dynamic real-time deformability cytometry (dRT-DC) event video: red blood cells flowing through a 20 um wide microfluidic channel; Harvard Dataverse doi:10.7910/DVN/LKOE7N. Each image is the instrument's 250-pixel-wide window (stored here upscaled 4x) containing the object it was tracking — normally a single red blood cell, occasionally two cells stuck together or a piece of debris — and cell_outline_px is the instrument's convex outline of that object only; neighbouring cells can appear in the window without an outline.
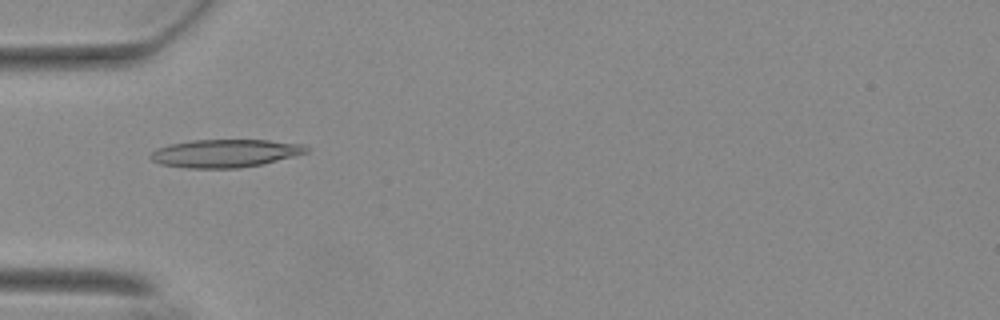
{"species": "Egyptian fruit bat (a non-hibernating species)", "species_latin": "Rousettus aegyptiacus", "temperature_condition": "warm", "stored_images_in_passage": 31, "camera_frame_rate_fps": 3000, "um_per_image_px": 0.085, "animal": {"sex": "female"}, "frame": {"image": 1, "passage_image": 18, "time_ms": 5.667, "image_size_px": [1000, 320], "cell_outline_px": [[312, 148], [308, 152], [264, 164], [240, 168], [188, 168], [160, 164], [152, 160], [148, 156], [156, 148], [168, 144], [192, 140], [268, 140], [304, 144]], "centroid_in_image_um": [19.15, 13.03], "position_along_channel_um": 65.8, "area_um2": 25.66}}
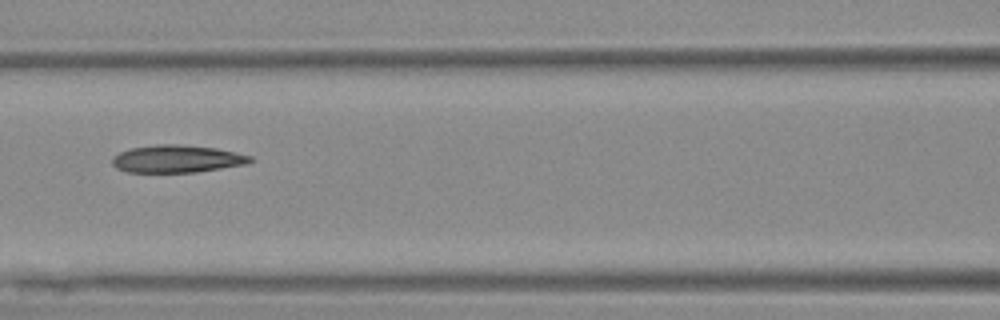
{"frame": {"image": 2, "passage_image": 25, "time_ms": 8.0, "image_size_px": [1000, 320], "cell_outline_px": [[256, 160], [248, 164], [196, 172], [128, 172], [116, 168], [112, 164], [112, 156], [120, 152], [132, 148], [156, 144], [176, 144], [216, 148], [236, 152], [252, 156]], "centroid_in_image_um": [15.08, 13.5], "position_along_channel_um": 151.5, "area_um2": 22.25}}
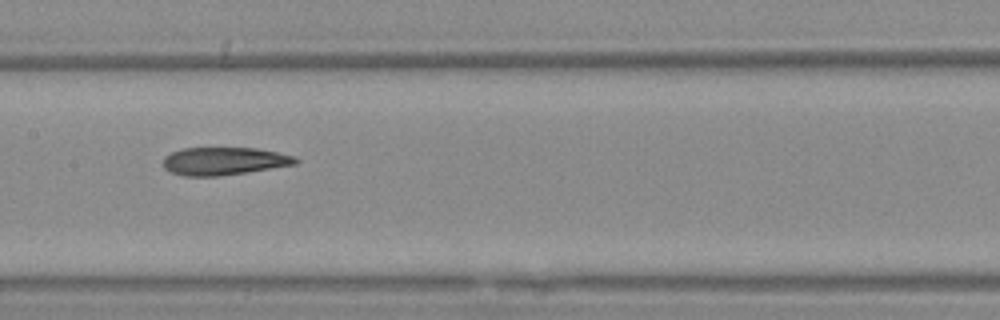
{"frame": {"image": 3, "passage_image": 28, "time_ms": 9.0, "image_size_px": [1000, 320], "cell_outline_px": [[300, 160], [296, 164], [248, 172], [220, 176], [184, 176], [172, 172], [164, 168], [164, 156], [172, 152], [184, 148], [256, 148], [296, 156]], "centroid_in_image_um": [19.07, 13.69], "position_along_channel_um": 188.3, "area_um2": 21.44}}